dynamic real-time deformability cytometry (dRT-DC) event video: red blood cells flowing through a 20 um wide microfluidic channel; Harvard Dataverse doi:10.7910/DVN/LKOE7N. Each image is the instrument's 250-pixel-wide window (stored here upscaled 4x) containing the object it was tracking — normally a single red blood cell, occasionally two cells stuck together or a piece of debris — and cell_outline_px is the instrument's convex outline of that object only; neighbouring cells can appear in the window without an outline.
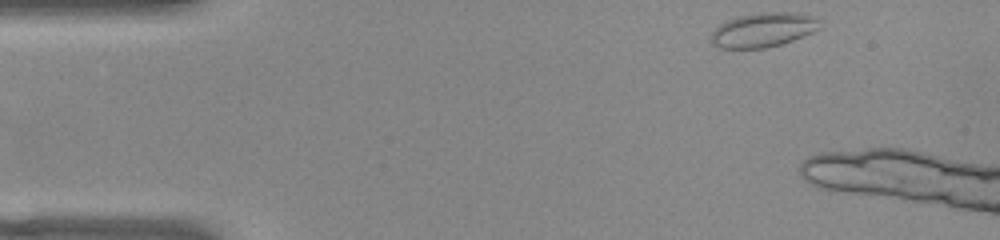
{"species": "common noctule bat (a hibernating species)", "species_latin": "Nyctalus noctula", "temperature_condition": "warm", "stored_images_in_passage": 8, "camera_frame_rate_fps": 3000, "um_per_image_px": 0.085, "animal": {"sex": "female", "body_mass_g": 22.0, "forearm_length_mm": 56.7}, "frame": {"image": 1, "passage_image": 1, "time_ms": 0.0, "image_size_px": [1000, 240], "cell_outline_px": [[820, 28], [804, 36], [780, 44], [764, 48], [720, 48], [712, 44], [712, 32], [720, 24], [728, 20], [740, 16], [764, 12], [800, 12], [816, 16], [820, 20]], "centroid_in_image_um": [64.93, 2.52], "position_along_channel_um": 20.1, "area_um2": 21.73}}